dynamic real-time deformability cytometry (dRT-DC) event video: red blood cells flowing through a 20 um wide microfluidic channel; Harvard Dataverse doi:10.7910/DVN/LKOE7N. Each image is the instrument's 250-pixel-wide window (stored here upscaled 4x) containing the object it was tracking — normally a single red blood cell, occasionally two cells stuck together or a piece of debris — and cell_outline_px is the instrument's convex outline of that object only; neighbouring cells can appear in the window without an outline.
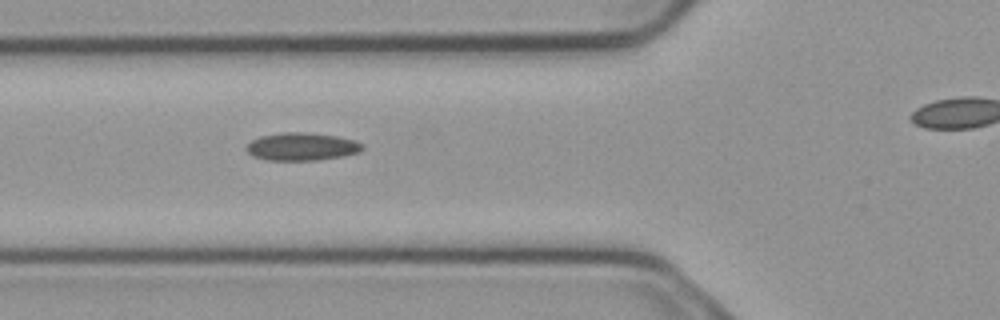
{"species": "common noctule bat (a hibernating species)", "species_latin": "Nyctalus noctula", "temperature_condition": "cold", "stored_images_in_passage": 4, "segment_of_instrument_passage": [1, 2], "camera_frame_rate_fps": 3000, "um_per_image_px": 0.085, "animal": {"sex": "male", "body_mass_g": 23.1, "forearm_length_mm": 52.7}, "frame": {"image": 1, "passage_image": 3, "time_ms": 0.667, "image_size_px": [1000, 320], "cell_outline_px": [[364, 148], [360, 152], [344, 156], [316, 160], [264, 160], [252, 156], [244, 148], [252, 140], [260, 136], [280, 132], [304, 132], [336, 136], [356, 140], [364, 144]], "centroid_in_image_um": [25.65, 12.46], "position_along_channel_um": 100.1, "area_um2": 19.02}}